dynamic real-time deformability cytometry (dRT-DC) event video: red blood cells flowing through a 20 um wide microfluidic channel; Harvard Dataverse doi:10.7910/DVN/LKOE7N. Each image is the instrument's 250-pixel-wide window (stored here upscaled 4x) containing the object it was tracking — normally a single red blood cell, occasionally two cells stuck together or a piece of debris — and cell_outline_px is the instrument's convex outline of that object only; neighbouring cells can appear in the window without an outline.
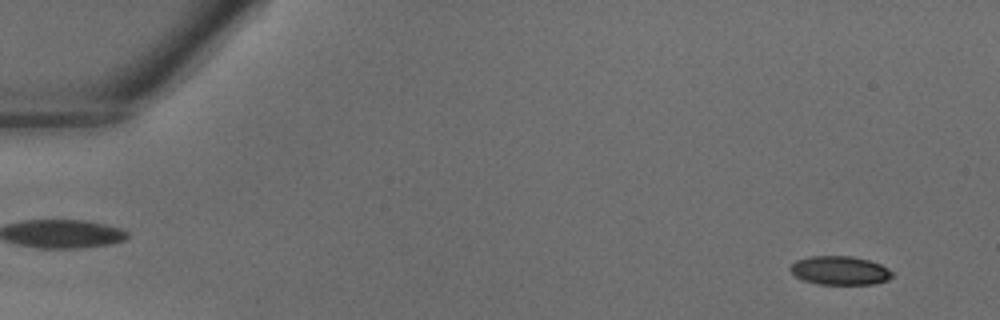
{"species": "common noctule bat (a hibernating species)", "species_latin": "Nyctalus noctula", "temperature_condition": "warm", "stored_images_in_passage": 33, "camera_frame_rate_fps": 3000, "um_per_image_px": 0.085, "animal": {"sex": "male", "body_mass_g": 18.8}, "frame": {"image": 1, "passage_image": 2, "time_ms": 0.333, "image_size_px": [1000, 320], "cell_outline_px": [[892, 276], [888, 280], [872, 284], [820, 284], [804, 280], [796, 276], [788, 268], [796, 260], [808, 256], [852, 256], [868, 260], [880, 264], [888, 268], [892, 272]], "centroid_in_image_um": [71.38, 22.98], "position_along_channel_um": 13.6, "area_um2": 16.99}}
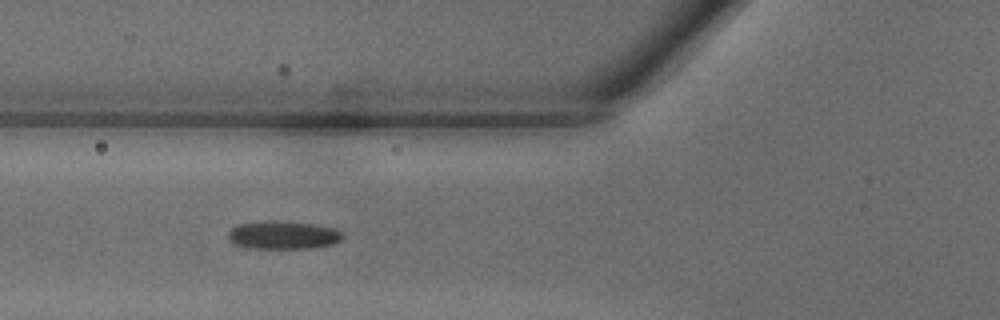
{"frame": {"image": 2, "passage_image": 15, "time_ms": 4.667, "image_size_px": [1000, 320], "cell_outline_px": [[344, 236], [340, 240], [332, 244], [312, 248], [248, 248], [236, 244], [228, 240], [228, 232], [232, 228], [240, 224], [268, 220], [280, 220], [316, 224], [332, 228], [340, 232]], "centroid_in_image_um": [24.05, 19.97], "position_along_channel_um": 101.8, "area_um2": 18.79}}
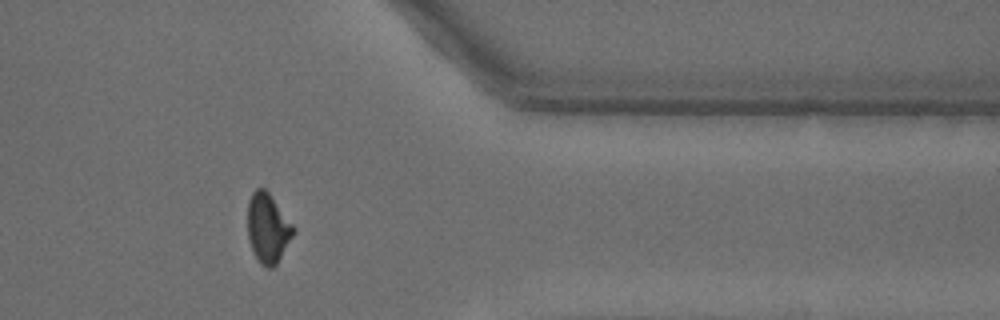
{"frame": {"image": 3, "passage_image": 33, "time_ms": 10.667, "image_size_px": [1000, 320], "cell_outline_px": [[296, 232], [276, 264], [272, 268], [268, 268], [260, 264], [248, 240], [248, 200], [252, 192], [256, 188], [264, 188], [268, 192], [296, 228]], "centroid_in_image_um": [22.77, 19.39], "position_along_channel_um": 388.6, "area_um2": 18.5}}